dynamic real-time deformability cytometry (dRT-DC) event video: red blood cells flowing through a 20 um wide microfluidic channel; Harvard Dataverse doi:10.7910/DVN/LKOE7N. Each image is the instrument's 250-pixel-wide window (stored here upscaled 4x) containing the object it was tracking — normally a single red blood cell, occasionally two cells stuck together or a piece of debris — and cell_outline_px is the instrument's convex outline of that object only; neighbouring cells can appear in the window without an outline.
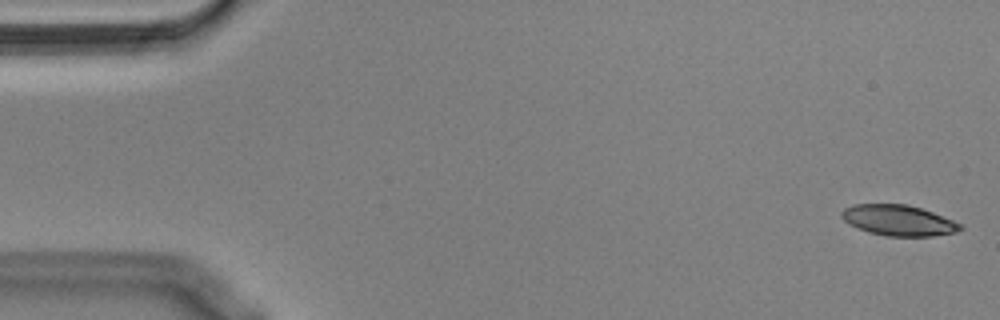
{"species": "Egyptian fruit bat (a non-hibernating species)", "species_latin": "Rousettus aegyptiacus", "temperature_condition": "cold", "stored_images_in_passage": 55, "camera_frame_rate_fps": 3000, "um_per_image_px": 0.085, "animal": {"sex": "male"}, "frame": {"image": 1, "passage_image": 1, "time_ms": 0.0, "image_size_px": [1000, 320], "cell_outline_px": [[964, 228], [956, 232], [932, 236], [888, 236], [868, 232], [856, 228], [848, 224], [840, 216], [840, 212], [844, 208], [852, 204], [908, 204], [932, 212], [952, 220], [960, 224]], "centroid_in_image_um": [76.32, 18.73], "position_along_channel_um": 8.7, "area_um2": 21.27}}
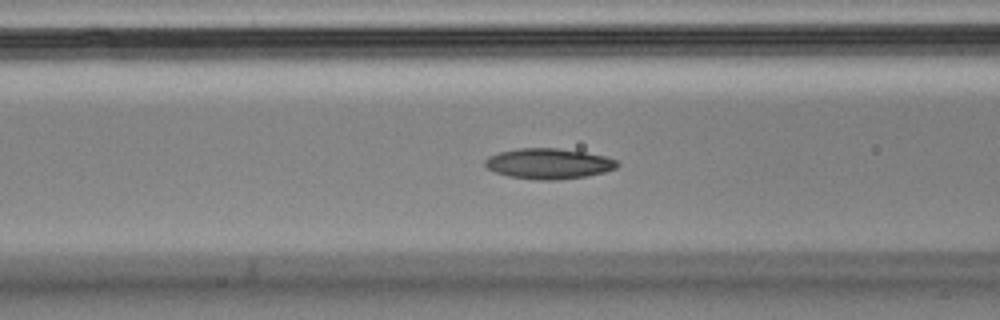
{"frame": {"image": 2, "passage_image": 21, "time_ms": 6.667, "image_size_px": [1000, 320], "cell_outline_px": [[620, 164], [616, 168], [604, 172], [584, 176], [556, 180], [536, 180], [508, 176], [496, 172], [488, 168], [484, 164], [484, 160], [488, 156], [500, 152], [516, 148], [556, 148], [584, 152], [608, 156], [616, 160]], "centroid_in_image_um": [46.63, 13.9], "position_along_channel_um": 120.0, "area_um2": 23.52}}
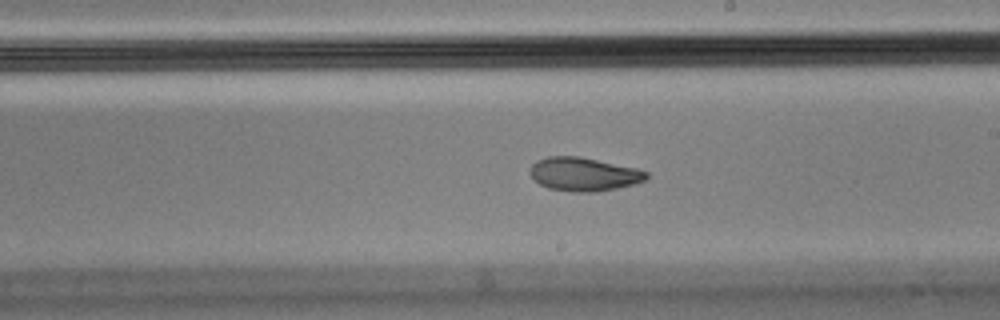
{"frame": {"image": 3, "passage_image": 31, "time_ms": 10.0, "image_size_px": [1000, 320], "cell_outline_px": [[648, 176], [644, 180], [636, 184], [596, 192], [572, 192], [548, 188], [540, 184], [528, 172], [532, 164], [536, 160], [548, 156], [580, 156], [636, 168], [648, 172]], "centroid_in_image_um": [49.61, 14.8], "position_along_channel_um": 239.4, "area_um2": 22.83}, "authors_computed_cell_mechanics": {"area_um2": 22.8888, "velocity_mm_per_s": 3.5822, "shape_relaxation_time_tau1_ms": null, "shape_relaxation_time_tau2_ms": 3.6929, "deformation_change_tau1": null, "deformation_change_tau2": 0.0869}}